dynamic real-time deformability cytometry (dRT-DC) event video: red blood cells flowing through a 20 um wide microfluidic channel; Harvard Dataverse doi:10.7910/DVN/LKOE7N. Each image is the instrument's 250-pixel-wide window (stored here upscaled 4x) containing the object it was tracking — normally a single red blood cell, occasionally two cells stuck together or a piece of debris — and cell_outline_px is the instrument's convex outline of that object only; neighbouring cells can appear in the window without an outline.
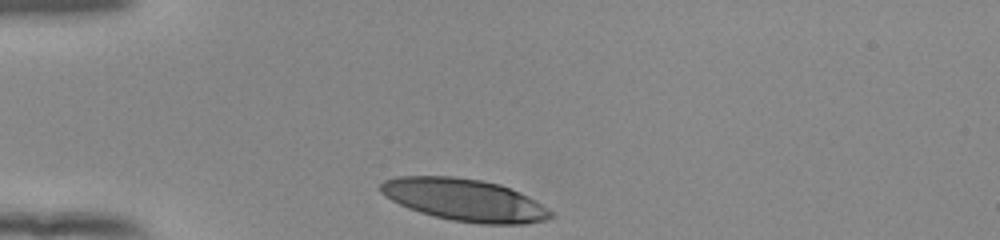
{"species": "human", "species_latin": "Homo sapiens", "temperature_condition": "room temperature", "stored_images_in_passage": 32, "camera_frame_rate_fps": 3000, "um_per_image_px": 0.085, "donor": {"sex": "female"}, "frame": {"image": 1, "passage_image": 1, "time_ms": 0.0, "image_size_px": [1000, 240], "cell_outline_px": [[556, 216], [548, 220], [524, 224], [480, 224], [452, 220], [420, 212], [408, 208], [384, 196], [380, 192], [380, 184], [384, 180], [396, 176], [452, 176], [480, 180], [500, 184], [548, 208]], "centroid_in_image_um": [39.46, 17.0], "position_along_channel_um": 45.5, "area_um2": 41.56}}
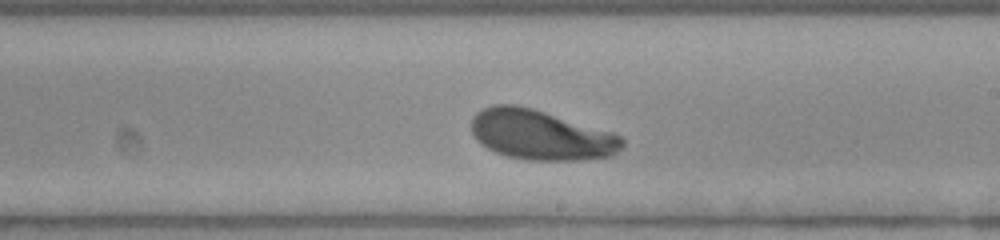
{"frame": {"image": 2, "passage_image": 19, "time_ms": 6.0, "image_size_px": [1000, 240], "cell_outline_px": [[624, 144], [612, 156], [584, 160], [528, 160], [508, 156], [496, 152], [480, 144], [472, 132], [472, 116], [476, 112], [492, 104], [516, 104], [532, 108], [612, 132], [620, 136], [624, 140]], "centroid_in_image_um": [45.96, 11.47], "position_along_channel_um": 243.0, "area_um2": 43.81}}
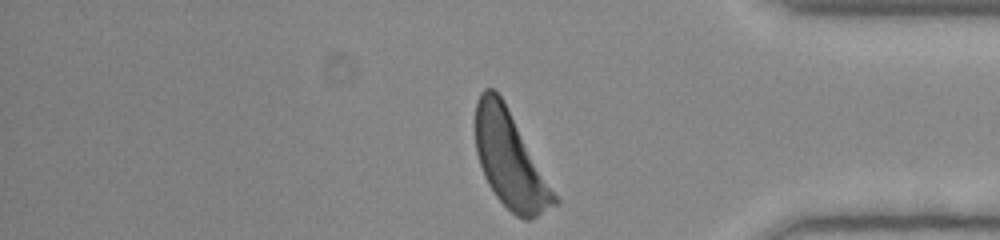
{"frame": {"image": 3, "passage_image": 32, "time_ms": 10.333, "image_size_px": [1000, 240], "cell_outline_px": [[560, 204], [528, 220], [524, 220], [516, 216], [496, 196], [488, 184], [484, 176], [476, 152], [476, 100], [480, 92], [484, 88], [492, 88], [500, 96], [560, 200]], "centroid_in_image_um": [43.36, 13.63], "position_along_channel_um": 391.8, "area_um2": 43.47}, "authors_computed_cell_mechanics": {"area_um2": 43.6679, "velocity_mm_per_s": 3.8207, "shape_relaxation_time_tau1_ms": 2.1416, "shape_relaxation_time_tau2_ms": null, "deformation_change_tau1": 0.1401, "deformation_change_tau2": null}}